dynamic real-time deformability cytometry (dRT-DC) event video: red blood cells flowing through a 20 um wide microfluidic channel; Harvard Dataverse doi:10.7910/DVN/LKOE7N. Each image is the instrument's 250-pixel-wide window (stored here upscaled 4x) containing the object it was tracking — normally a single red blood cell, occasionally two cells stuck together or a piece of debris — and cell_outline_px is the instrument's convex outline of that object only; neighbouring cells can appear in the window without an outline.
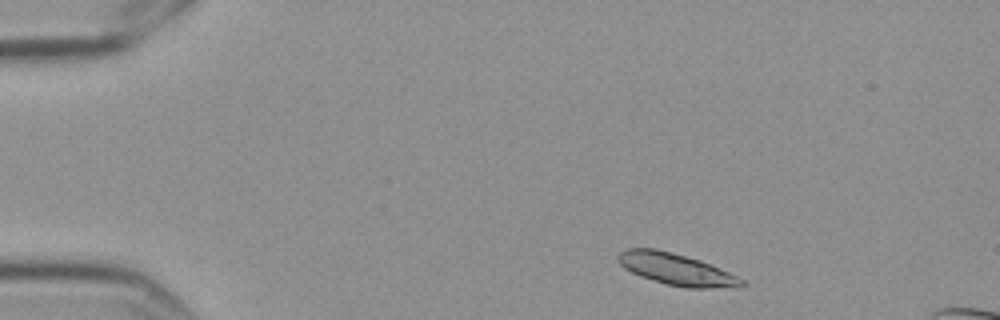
{"species": "Egyptian fruit bat (a non-hibernating species)", "species_latin": "Rousettus aegyptiacus", "temperature_condition": "cold", "stored_images_in_passage": 3, "camera_frame_rate_fps": 3000, "um_per_image_px": 0.085, "frame": {"image": 1, "passage_image": 1, "time_ms": 0.0, "image_size_px": [1000, 320], "cell_outline_px": [[748, 284], [744, 288], [684, 288], [664, 284], [640, 276], [624, 268], [616, 260], [616, 256], [620, 252], [628, 248], [656, 248], [700, 260], [728, 272], [744, 280]], "centroid_in_image_um": [57.51, 22.91], "position_along_channel_um": 27.5, "area_um2": 23.12}}